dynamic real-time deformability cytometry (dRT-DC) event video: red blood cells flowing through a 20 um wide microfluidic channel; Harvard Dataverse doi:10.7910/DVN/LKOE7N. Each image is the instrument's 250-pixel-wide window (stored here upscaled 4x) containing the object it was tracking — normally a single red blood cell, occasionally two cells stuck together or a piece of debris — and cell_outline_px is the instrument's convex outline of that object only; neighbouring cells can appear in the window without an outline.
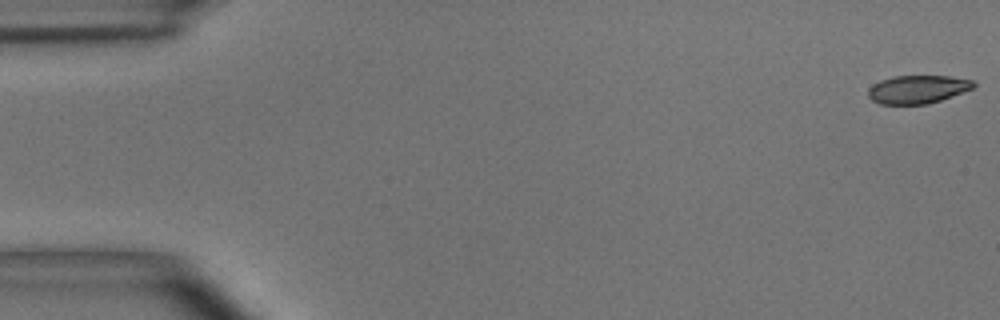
{"species": "common noctule bat (a hibernating species)", "species_latin": "Nyctalus noctula", "temperature_condition": "room temperature", "stored_images_in_passage": 55, "camera_frame_rate_fps": 3000, "um_per_image_px": 0.085, "animal": {"sex": "male", "body_mass_g": 15.6}, "frame": {"image": 1, "passage_image": 1, "time_ms": 0.0, "image_size_px": [1000, 320], "cell_outline_px": [[976, 84], [972, 88], [940, 100], [928, 104], [880, 104], [872, 100], [868, 96], [868, 88], [872, 84], [880, 80], [892, 76], [948, 76], [972, 80]], "centroid_in_image_um": [77.94, 7.59], "position_along_channel_um": 7.1, "area_um2": 17.22}}
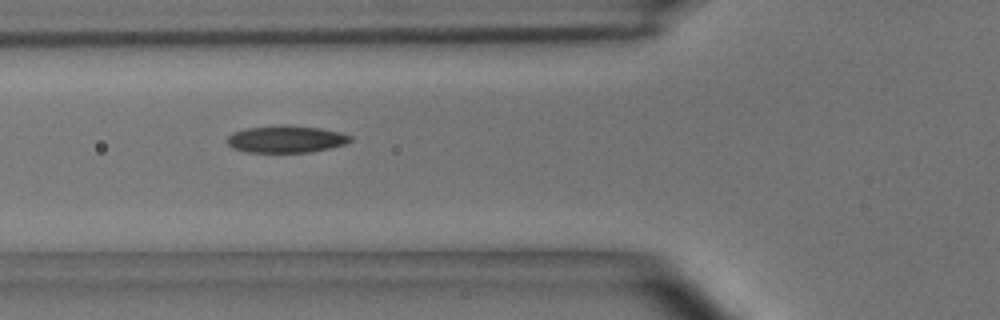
{"frame": {"image": 2, "passage_image": 20, "time_ms": 6.333, "image_size_px": [1000, 320], "cell_outline_px": [[352, 140], [344, 144], [328, 148], [308, 152], [244, 152], [232, 148], [228, 144], [228, 136], [232, 132], [244, 128], [280, 124], [320, 128], [340, 132], [352, 136]], "centroid_in_image_um": [24.27, 11.81], "position_along_channel_um": 101.5, "area_um2": 19.54}}
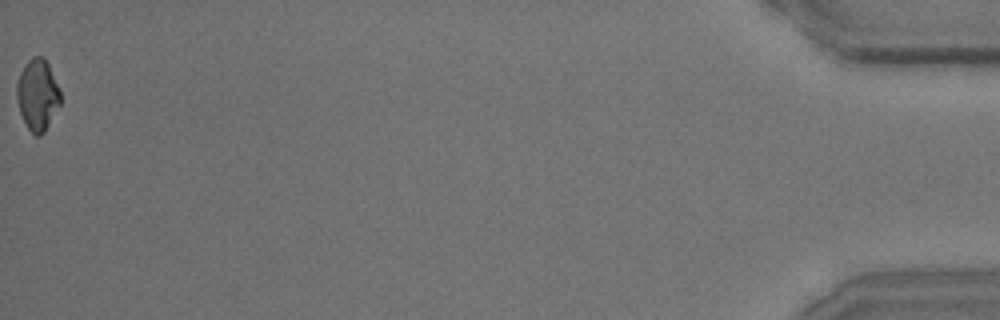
{"frame": {"image": 3, "passage_image": 55, "time_ms": 18.0, "image_size_px": [1000, 320], "cell_outline_px": [[60, 104], [44, 132], [40, 136], [36, 136], [28, 128], [20, 112], [16, 96], [16, 84], [20, 72], [24, 64], [32, 56], [44, 56], [48, 64], [60, 92]], "centroid_in_image_um": [3.17, 8.03], "position_along_channel_um": 432.0, "area_um2": 17.98}, "authors_computed_cell_mechanics": {"area_um2": 18.8428, "velocity_mm_per_s": 3.6501, "shape_relaxation_time_tau1_ms": 7.4615, "shape_relaxation_time_tau2_ms": 3.6084, "deformation_change_tau1": 0.1804, "deformation_change_tau2": 0.1016}}